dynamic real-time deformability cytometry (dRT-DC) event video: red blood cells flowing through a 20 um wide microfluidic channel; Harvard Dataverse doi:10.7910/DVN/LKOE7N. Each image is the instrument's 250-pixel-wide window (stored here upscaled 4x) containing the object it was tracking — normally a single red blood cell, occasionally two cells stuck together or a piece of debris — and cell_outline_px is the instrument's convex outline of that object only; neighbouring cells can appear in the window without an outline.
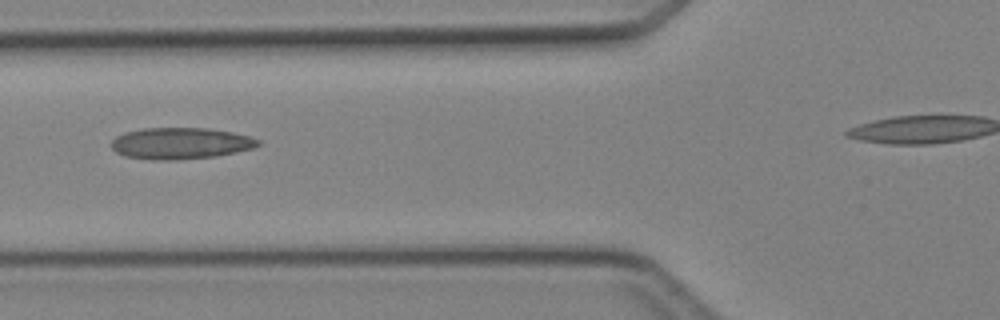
{"species": "Egyptian fruit bat (a non-hibernating species)", "species_latin": "Rousettus aegyptiacus", "temperature_condition": "cold", "stored_images_in_passage": 4, "camera_frame_rate_fps": 3000, "um_per_image_px": 0.085, "animal": {"sex": "female"}, "frame": {"image": 1, "passage_image": 4, "time_ms": 4.333, "image_size_px": [1000, 320], "cell_outline_px": [[260, 144], [252, 148], [236, 152], [216, 156], [176, 160], [152, 160], [124, 156], [116, 152], [112, 148], [112, 140], [116, 136], [124, 132], [144, 128], [208, 128], [232, 132], [248, 136], [260, 140]], "centroid_in_image_um": [15.32, 12.18], "position_along_channel_um": 110.5, "area_um2": 26.93}}